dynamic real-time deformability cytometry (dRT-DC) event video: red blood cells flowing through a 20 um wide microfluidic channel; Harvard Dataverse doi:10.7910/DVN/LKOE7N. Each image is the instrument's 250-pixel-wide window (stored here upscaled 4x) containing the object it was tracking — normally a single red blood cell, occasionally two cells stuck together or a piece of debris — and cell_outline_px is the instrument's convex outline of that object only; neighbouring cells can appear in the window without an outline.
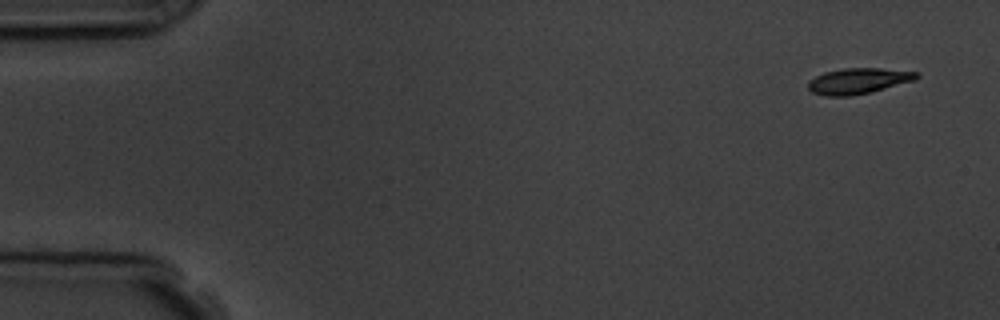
{"species": "common noctule bat (a hibernating species)", "species_latin": "Nyctalus noctula", "temperature_condition": "room temperature", "stored_images_in_passage": 5, "segment_of_instrument_passage": [1, 2], "camera_frame_rate_fps": 3000, "um_per_image_px": 0.085, "animal": {"sex": "male", "body_mass_g": 19.5, "forearm_length_mm": 54.6}, "frame": {"image": 1, "passage_image": 1, "time_ms": 0.0, "image_size_px": [1000, 320], "cell_outline_px": [[920, 76], [916, 80], [872, 92], [852, 96], [824, 96], [812, 92], [808, 88], [808, 80], [824, 72], [844, 68], [880, 68], [920, 72]], "centroid_in_image_um": [72.98, 6.88], "position_along_channel_um": 12.0, "area_um2": 16.53}}
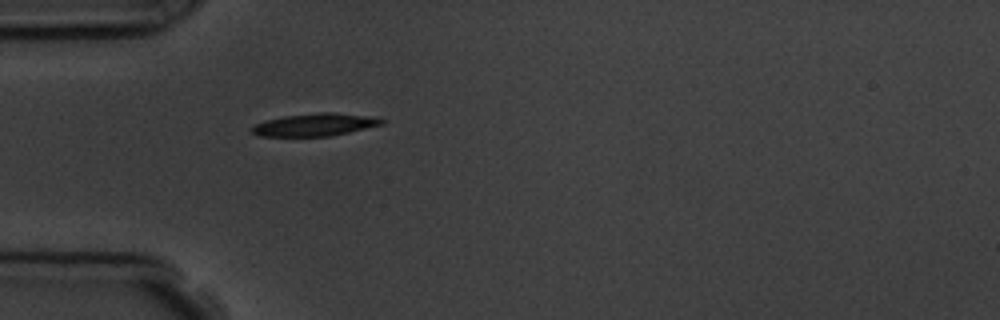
{"frame": {"image": 2, "passage_image": 4, "time_ms": 4.333, "image_size_px": [1000, 320], "cell_outline_px": [[388, 120], [384, 124], [348, 132], [328, 136], [260, 136], [252, 132], [252, 128], [256, 124], [264, 120], [284, 116], [320, 112], [332, 112], [376, 116]], "centroid_in_image_um": [26.85, 10.58], "position_along_channel_um": 58.2, "area_um2": 17.17}}